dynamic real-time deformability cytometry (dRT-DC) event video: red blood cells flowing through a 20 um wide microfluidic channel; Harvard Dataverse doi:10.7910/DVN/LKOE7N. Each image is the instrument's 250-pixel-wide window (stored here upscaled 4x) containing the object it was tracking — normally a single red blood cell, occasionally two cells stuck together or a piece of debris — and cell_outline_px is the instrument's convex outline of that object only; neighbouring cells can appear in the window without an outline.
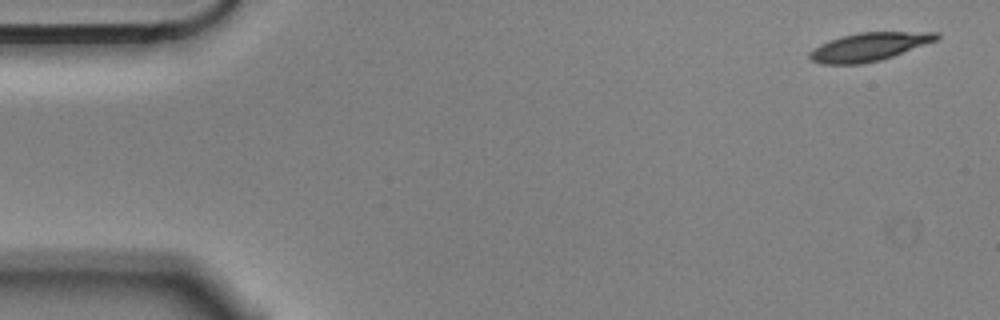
{"species": "Egyptian fruit bat (a non-hibernating species)", "species_latin": "Rousettus aegyptiacus", "temperature_condition": "cold", "stored_images_in_passage": 5, "camera_frame_rate_fps": 3000, "um_per_image_px": 0.085, "animal": {"sex": "male"}, "frame": {"image": 1, "passage_image": 1, "time_ms": 0.0, "image_size_px": [1000, 320], "cell_outline_px": [[940, 36], [936, 40], [892, 56], [880, 60], [860, 64], [820, 64], [812, 60], [808, 56], [808, 52], [820, 44], [840, 36], [860, 32], [940, 32]], "centroid_in_image_um": [73.82, 3.97], "position_along_channel_um": 11.2, "area_um2": 20.75}}
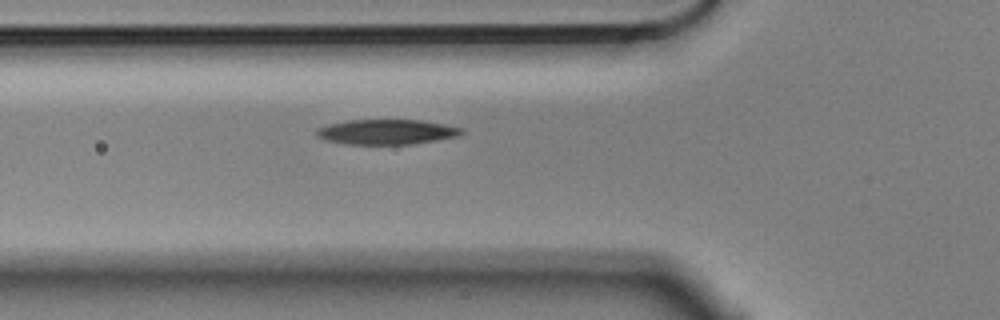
{"frame": {"image": 2, "passage_image": 5, "time_ms": 1.333, "image_size_px": [1000, 320], "cell_outline_px": [[464, 132], [460, 136], [412, 144], [344, 144], [324, 140], [316, 136], [316, 128], [328, 124], [348, 120], [420, 120], [444, 124], [464, 128]], "centroid_in_image_um": [32.85, 11.21], "position_along_channel_um": 92.9, "area_um2": 21.33}}